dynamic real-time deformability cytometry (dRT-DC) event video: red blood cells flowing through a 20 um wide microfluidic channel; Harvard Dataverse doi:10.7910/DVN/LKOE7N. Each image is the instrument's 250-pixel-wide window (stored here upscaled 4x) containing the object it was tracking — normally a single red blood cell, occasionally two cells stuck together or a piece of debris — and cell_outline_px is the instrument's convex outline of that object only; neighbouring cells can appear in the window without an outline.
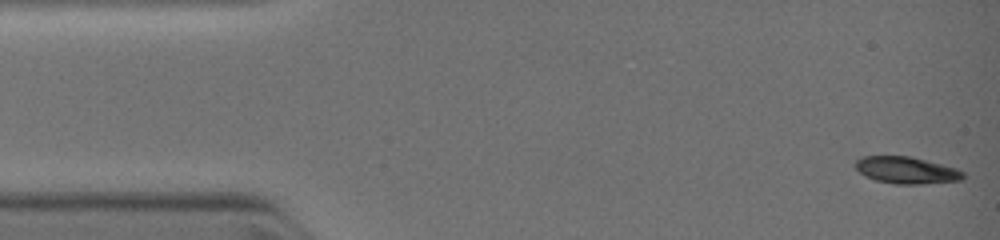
{"species": "common noctule bat (a hibernating species)", "species_latin": "Nyctalus noctula", "temperature_condition": "warm", "stored_images_in_passage": 21, "camera_frame_rate_fps": 3000, "um_per_image_px": 0.085, "animal": {"sex": "female", "body_mass_g": 19.0, "forearm_length_mm": 51.5}, "frame": {"image": 1, "passage_image": 1, "time_ms": 0.0, "image_size_px": [1000, 240], "cell_outline_px": [[964, 180], [920, 184], [896, 184], [876, 180], [864, 176], [852, 164], [860, 156], [912, 156], [956, 168], [964, 172]], "centroid_in_image_um": [77.03, 14.46], "position_along_channel_um": 8.0, "area_um2": 17.05}}
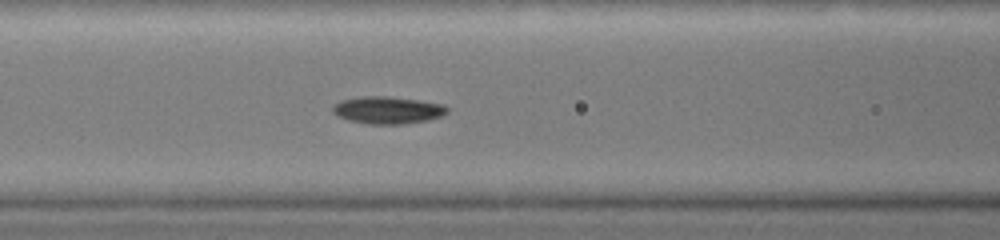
{"frame": {"image": 2, "passage_image": 13, "time_ms": 4.667, "image_size_px": [1000, 240], "cell_outline_px": [[448, 112], [440, 116], [428, 120], [404, 124], [368, 124], [348, 120], [332, 112], [332, 104], [340, 100], [360, 96], [384, 96], [416, 100], [444, 104], [448, 108]], "centroid_in_image_um": [32.92, 9.36], "position_along_channel_um": 133.7, "area_um2": 18.21}}
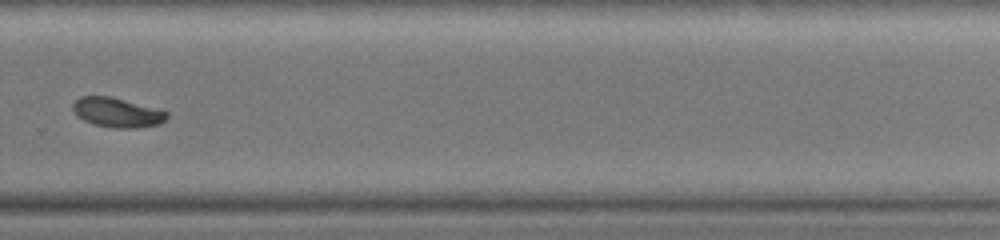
{"frame": {"image": 3, "passage_image": 21, "time_ms": 8.333, "image_size_px": [1000, 240], "cell_outline_px": [[168, 116], [160, 124], [136, 128], [112, 128], [92, 124], [84, 120], [72, 108], [72, 104], [80, 96], [112, 96], [160, 108], [168, 112]], "centroid_in_image_um": [10.01, 9.55], "position_along_channel_um": 319.8, "area_um2": 16.42}}